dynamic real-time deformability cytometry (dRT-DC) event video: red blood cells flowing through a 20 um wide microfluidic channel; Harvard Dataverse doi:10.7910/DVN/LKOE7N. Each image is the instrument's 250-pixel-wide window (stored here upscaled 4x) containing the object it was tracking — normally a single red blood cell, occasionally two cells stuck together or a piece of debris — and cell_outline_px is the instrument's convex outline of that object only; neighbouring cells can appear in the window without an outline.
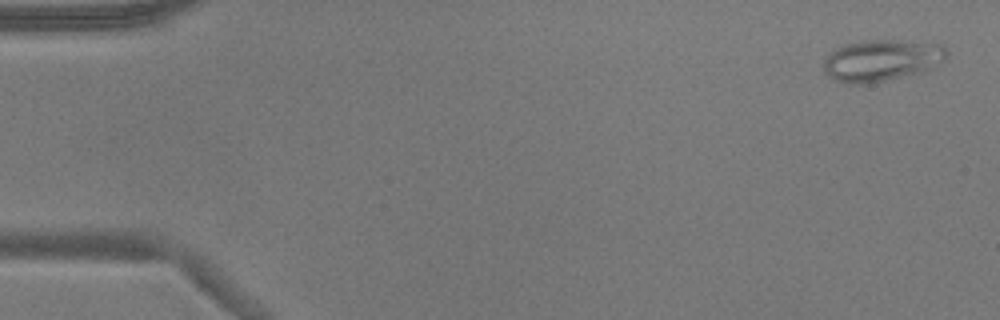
{"species": "common noctule bat (a hibernating species)", "species_latin": "Nyctalus noctula", "temperature_condition": "warm", "stored_images_in_passage": 52, "camera_frame_rate_fps": 3000, "um_per_image_px": 0.085, "animal": {"sex": "male", "body_mass_g": 17.9}, "frame": {"image": 1, "passage_image": 1, "time_ms": 0.0, "image_size_px": [1000, 320], "cell_outline_px": [[948, 52], [944, 60], [920, 72], [868, 84], [848, 84], [836, 80], [828, 76], [824, 72], [824, 60], [836, 48], [844, 44], [860, 40], [908, 40], [944, 44]], "centroid_in_image_um": [74.93, 5.11], "position_along_channel_um": 10.1, "area_um2": 29.88}}
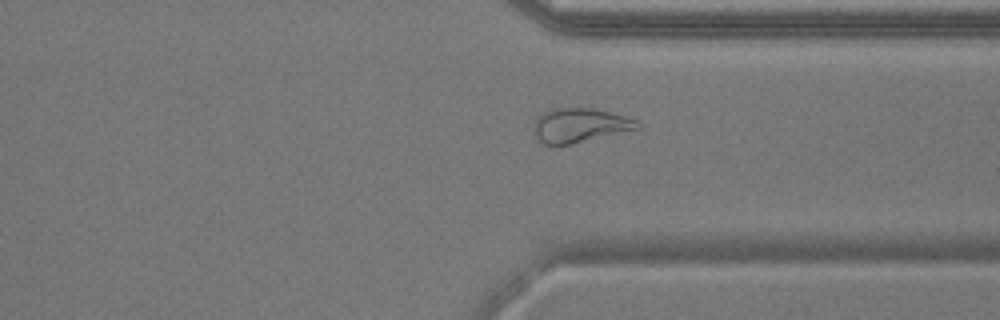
{"frame": {"image": 2, "passage_image": 39, "time_ms": 12.667, "image_size_px": [1000, 320], "cell_outline_px": [[640, 128], [572, 144], [544, 144], [532, 132], [532, 124], [540, 112], [552, 108], [596, 108], [624, 116], [636, 120], [640, 124]], "centroid_in_image_um": [49.22, 10.63], "position_along_channel_um": 362.2, "area_um2": 20.81}}
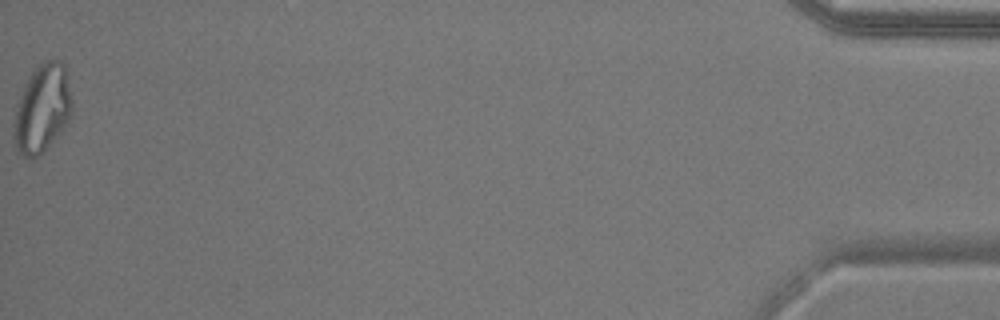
{"frame": {"image": 3, "passage_image": 52, "time_ms": 17.0, "image_size_px": [1000, 320], "cell_outline_px": [[72, 112], [60, 132], [36, 156], [24, 156], [16, 152], [12, 136], [12, 124], [16, 104], [24, 84], [32, 72], [44, 60], [60, 60], [64, 64], [72, 100]], "centroid_in_image_um": [3.54, 9.21], "position_along_channel_um": 431.7, "area_um2": 29.71}, "authors_computed_cell_mechanics": {"area_um2": 23.6113, "velocity_mm_per_s": 3.8245, "shape_relaxation_time_tau1_ms": null, "shape_relaxation_time_tau2_ms": 2.1459, "deformation_change_tau1": null, "deformation_change_tau2": 0.0499}}